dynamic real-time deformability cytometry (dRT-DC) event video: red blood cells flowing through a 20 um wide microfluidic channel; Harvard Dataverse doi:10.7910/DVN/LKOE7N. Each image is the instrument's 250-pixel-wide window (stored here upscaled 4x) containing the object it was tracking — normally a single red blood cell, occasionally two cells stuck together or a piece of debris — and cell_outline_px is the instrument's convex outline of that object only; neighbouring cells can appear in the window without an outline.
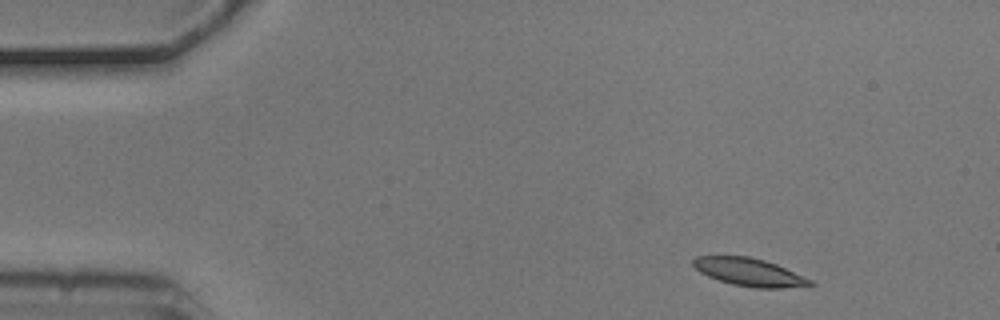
{"species": "common noctule bat (a hibernating species)", "species_latin": "Nyctalus noctula", "temperature_condition": "cold", "stored_images_in_passage": 3, "camera_frame_rate_fps": 3000, "um_per_image_px": 0.085, "animal": {"sex": "male", "body_mass_g": 20.5, "forearm_length_mm": 52.5}, "frame": {"image": 1, "passage_image": 1, "time_ms": 0.0, "image_size_px": [1000, 320], "cell_outline_px": [[816, 284], [780, 288], [756, 288], [732, 284], [708, 276], [700, 272], [692, 264], [692, 260], [696, 256], [748, 256], [764, 260], [776, 264], [812, 280]], "centroid_in_image_um": [63.67, 23.12], "position_along_channel_um": 21.3, "area_um2": 18.73}}
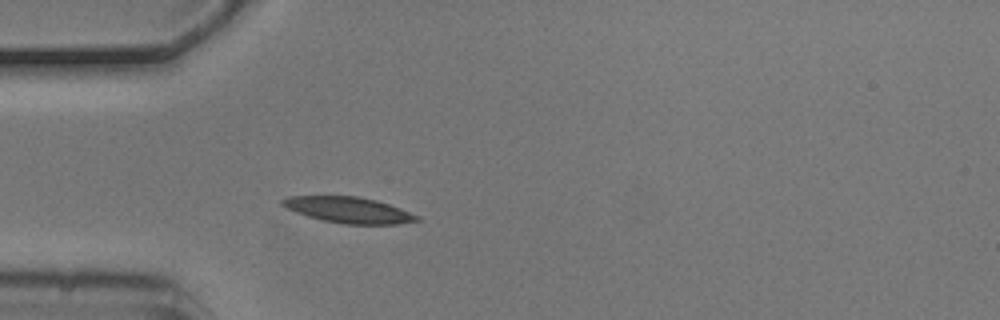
{"frame": {"image": 2, "passage_image": 3, "time_ms": 0.667, "image_size_px": [1000, 320], "cell_outline_px": [[420, 220], [400, 224], [344, 224], [324, 220], [308, 216], [296, 212], [280, 204], [280, 200], [288, 196], [356, 196], [376, 200], [400, 208], [420, 216]], "centroid_in_image_um": [29.65, 17.84], "position_along_channel_um": 55.4, "area_um2": 20.23}}